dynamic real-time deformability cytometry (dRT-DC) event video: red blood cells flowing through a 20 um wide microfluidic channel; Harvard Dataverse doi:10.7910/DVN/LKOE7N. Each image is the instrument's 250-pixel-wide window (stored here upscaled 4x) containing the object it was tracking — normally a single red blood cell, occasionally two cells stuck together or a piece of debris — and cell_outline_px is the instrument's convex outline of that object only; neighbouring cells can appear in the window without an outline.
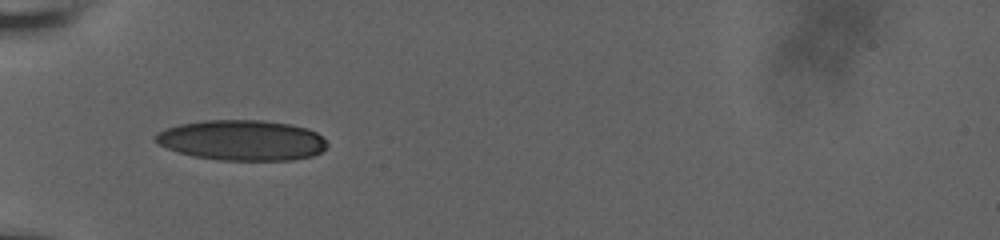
{"species": "human", "species_latin": "Homo sapiens", "temperature_condition": "room temperature", "stored_images_in_passage": 81, "camera_frame_rate_fps": 3000, "um_per_image_px": 0.085, "donor": {"sex": "male"}, "frame": {"image": 1, "passage_image": 1, "time_ms": 0.0, "image_size_px": [1000, 240], "cell_outline_px": [[328, 144], [320, 152], [312, 156], [292, 160], [220, 160], [192, 156], [168, 148], [160, 144], [156, 140], [156, 136], [160, 132], [168, 128], [180, 124], [204, 120], [264, 120], [292, 124], [308, 128], [316, 132]], "centroid_in_image_um": [20.61, 11.92], "position_along_channel_um": 64.4, "area_um2": 40.17}}
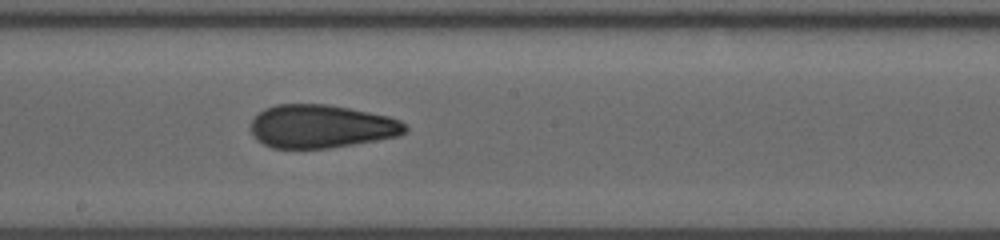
{"frame": {"image": 2, "passage_image": 31, "time_ms": 4.333, "image_size_px": [1000, 240], "cell_outline_px": [[408, 128], [404, 132], [396, 136], [352, 144], [328, 148], [272, 148], [256, 140], [252, 132], [252, 120], [264, 108], [276, 104], [328, 104], [388, 116], [400, 120]], "centroid_in_image_um": [27.27, 10.73], "position_along_channel_um": 220.9, "area_um2": 38.55}}
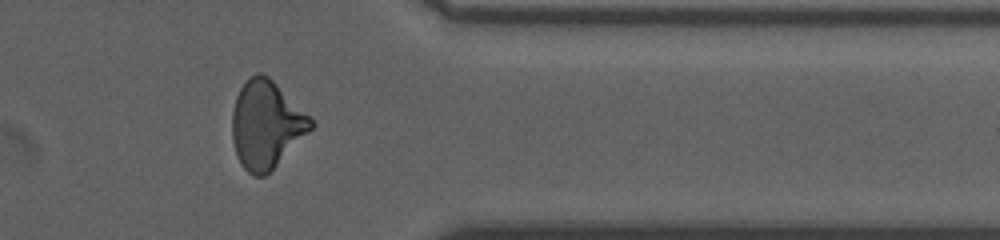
{"frame": {"image": 3, "passage_image": 58, "time_ms": 9.0, "image_size_px": [1000, 240], "cell_outline_px": [[316, 124], [264, 176], [252, 176], [240, 164], [236, 156], [232, 140], [232, 112], [236, 96], [240, 88], [256, 72], [260, 72], [268, 76], [312, 116]], "centroid_in_image_um": [22.62, 10.57], "position_along_channel_um": 388.8, "area_um2": 40.0}, "authors_computed_cell_mechanics": {"area_um2": 39.015, "velocity_mm_per_s": 3.7669, "shape_relaxation_time_tau1_ms": null, "shape_relaxation_time_tau2_ms": 1.5657, "deformation_change_tau1": null, "deformation_change_tau2": 0.088}}